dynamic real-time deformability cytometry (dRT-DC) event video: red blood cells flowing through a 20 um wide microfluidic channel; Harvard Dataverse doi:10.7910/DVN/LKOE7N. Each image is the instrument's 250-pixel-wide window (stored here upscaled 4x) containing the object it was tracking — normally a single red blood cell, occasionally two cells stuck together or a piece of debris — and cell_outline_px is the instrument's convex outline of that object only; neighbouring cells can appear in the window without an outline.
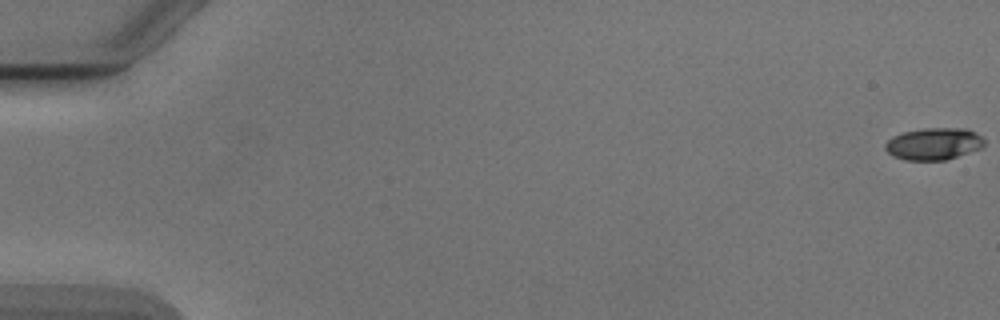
{"species": "Egyptian fruit bat (a non-hibernating species)", "species_latin": "Rousettus aegyptiacus", "temperature_condition": "cold", "stored_images_in_passage": 6, "camera_frame_rate_fps": 3000, "um_per_image_px": 0.085, "animal": {"sex": "male"}, "frame": {"image": 1, "passage_image": 1, "time_ms": 0.0, "image_size_px": [1000, 320], "cell_outline_px": [[984, 144], [980, 148], [944, 160], [904, 160], [892, 156], [884, 148], [884, 144], [892, 136], [904, 132], [924, 128], [968, 128], [976, 132], [984, 140]], "centroid_in_image_um": [79.33, 12.21], "position_along_channel_um": 5.7, "area_um2": 18.44}}
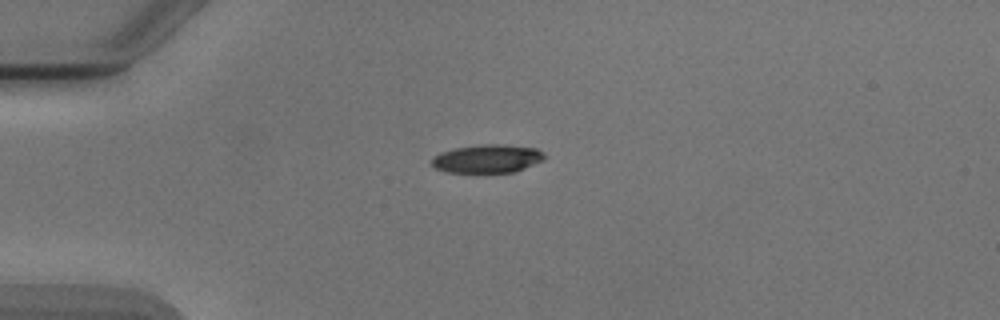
{"frame": {"image": 2, "passage_image": 5, "time_ms": 4.667, "image_size_px": [1000, 320], "cell_outline_px": [[548, 156], [544, 160], [524, 168], [512, 172], [444, 172], [436, 168], [428, 160], [432, 156], [440, 152], [456, 148], [484, 144], [504, 144], [536, 148], [544, 152]], "centroid_in_image_um": [41.42, 13.48], "position_along_channel_um": 43.6, "area_um2": 18.79}}